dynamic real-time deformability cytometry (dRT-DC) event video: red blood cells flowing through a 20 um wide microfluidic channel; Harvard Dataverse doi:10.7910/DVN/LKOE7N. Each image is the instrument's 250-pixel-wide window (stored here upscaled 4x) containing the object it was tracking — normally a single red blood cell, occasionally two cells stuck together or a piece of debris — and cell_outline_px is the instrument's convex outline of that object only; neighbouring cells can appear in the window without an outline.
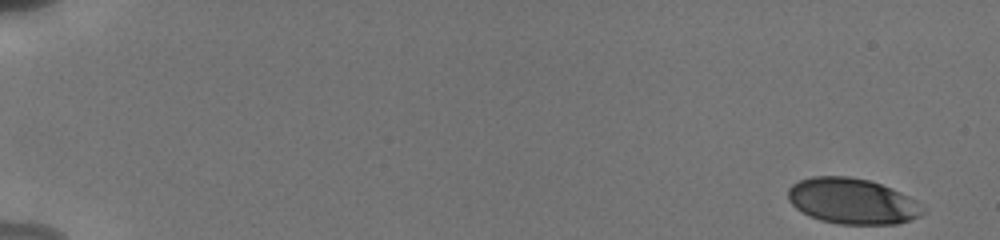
{"species": "human", "species_latin": "Homo sapiens", "temperature_condition": "cold", "stored_images_in_passage": 13, "camera_frame_rate_fps": 3000, "um_per_image_px": 0.085, "donor": {"sex": "male"}, "frame": {"image": 1, "passage_image": 1, "time_ms": 0.0, "image_size_px": [1000, 240], "cell_outline_px": [[924, 212], [920, 216], [896, 224], [840, 224], [820, 220], [796, 208], [788, 200], [788, 188], [792, 184], [800, 180], [812, 176], [848, 176], [868, 180], [892, 188], [916, 200], [924, 208]], "centroid_in_image_um": [72.44, 17.09], "position_along_channel_um": 12.6, "area_um2": 35.78}}